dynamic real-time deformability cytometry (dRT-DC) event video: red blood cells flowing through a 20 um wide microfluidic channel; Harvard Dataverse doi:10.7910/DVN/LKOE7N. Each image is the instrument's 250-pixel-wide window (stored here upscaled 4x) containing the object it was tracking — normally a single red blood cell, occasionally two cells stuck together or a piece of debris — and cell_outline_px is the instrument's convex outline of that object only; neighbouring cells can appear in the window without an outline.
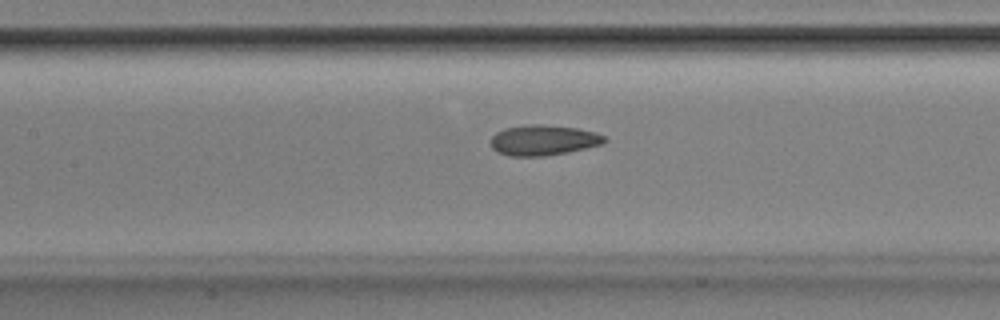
{"species": "Egyptian fruit bat (a non-hibernating species)", "species_latin": "Rousettus aegyptiacus", "temperature_condition": "room temperature", "stored_images_in_passage": 52, "camera_frame_rate_fps": 3000, "um_per_image_px": 0.085, "animal": {"sex": "male"}, "frame": {"image": 1, "passage_image": 24, "time_ms": 7.667, "image_size_px": [1000, 320], "cell_outline_px": [[608, 140], [604, 144], [568, 152], [544, 156], [508, 156], [496, 152], [492, 148], [492, 136], [496, 132], [504, 128], [528, 124], [540, 124], [576, 128], [596, 132], [604, 136]], "centroid_in_image_um": [46.19, 11.92], "position_along_channel_um": 161.2, "area_um2": 20.29}}
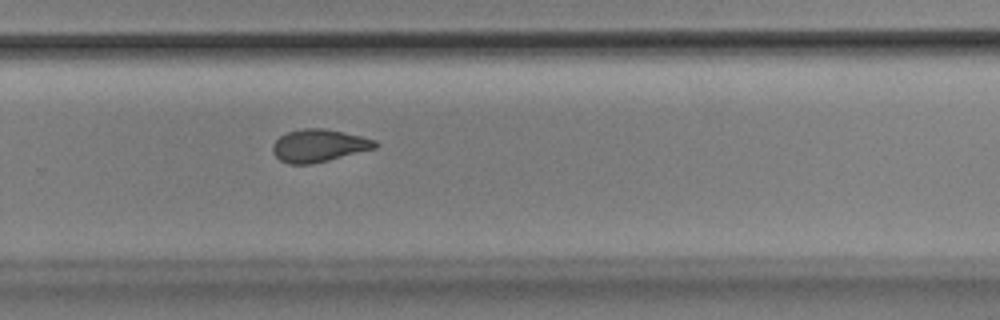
{"frame": {"image": 2, "passage_image": 35, "time_ms": 11.333, "image_size_px": [1000, 320], "cell_outline_px": [[380, 144], [376, 148], [312, 164], [288, 164], [280, 160], [272, 152], [272, 144], [280, 136], [288, 132], [300, 128], [324, 128], [344, 132], [376, 140]], "centroid_in_image_um": [27.1, 12.37], "position_along_channel_um": 302.7, "area_um2": 19.54}}
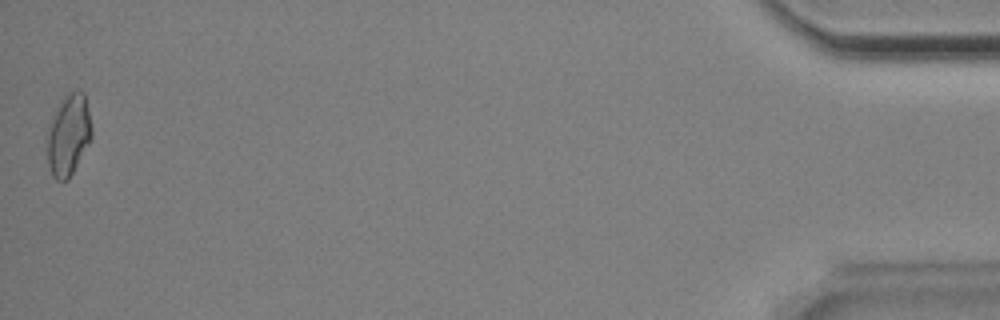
{"frame": {"image": 3, "passage_image": 52, "time_ms": 17.0, "image_size_px": [1000, 320], "cell_outline_px": [[92, 140], [68, 180], [56, 180], [52, 176], [48, 164], [48, 124], [52, 116], [64, 96], [68, 92], [84, 92], [92, 128]], "centroid_in_image_um": [5.83, 11.49], "position_along_channel_um": 429.4, "area_um2": 21.04}, "authors_computed_cell_mechanics": {"area_um2": 20.1722, "velocity_mm_per_s": 3.8837, "shape_relaxation_time_tau1_ms": null, "shape_relaxation_time_tau2_ms": 1.9385, "deformation_change_tau1": null, "deformation_change_tau2": 0.069}}